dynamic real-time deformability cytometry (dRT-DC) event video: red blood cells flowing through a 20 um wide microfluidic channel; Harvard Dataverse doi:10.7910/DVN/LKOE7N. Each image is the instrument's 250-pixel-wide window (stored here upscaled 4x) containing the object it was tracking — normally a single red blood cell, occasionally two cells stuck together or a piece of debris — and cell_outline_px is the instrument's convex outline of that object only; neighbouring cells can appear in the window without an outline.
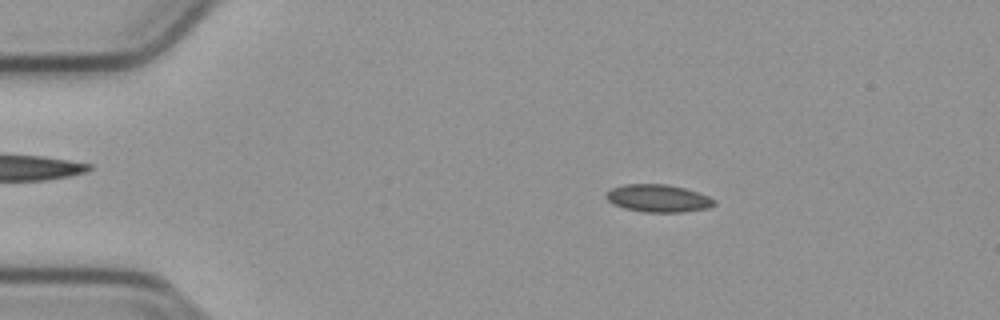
{"species": "common noctule bat (a hibernating species)", "species_latin": "Nyctalus noctula", "temperature_condition": "cold", "stored_images_in_passage": 53, "camera_frame_rate_fps": 3000, "um_per_image_px": 0.085, "animal": {"sex": "male", "body_mass_g": 23.1, "forearm_length_mm": 52.7}, "frame": {"image": 1, "passage_image": 9, "time_ms": 2.667, "image_size_px": [1000, 320], "cell_outline_px": [[716, 204], [708, 208], [680, 212], [644, 212], [624, 208], [612, 204], [604, 196], [612, 188], [624, 184], [668, 184], [684, 188], [708, 196], [716, 200]], "centroid_in_image_um": [55.93, 16.85], "position_along_channel_um": 29.1, "area_um2": 17.34}}
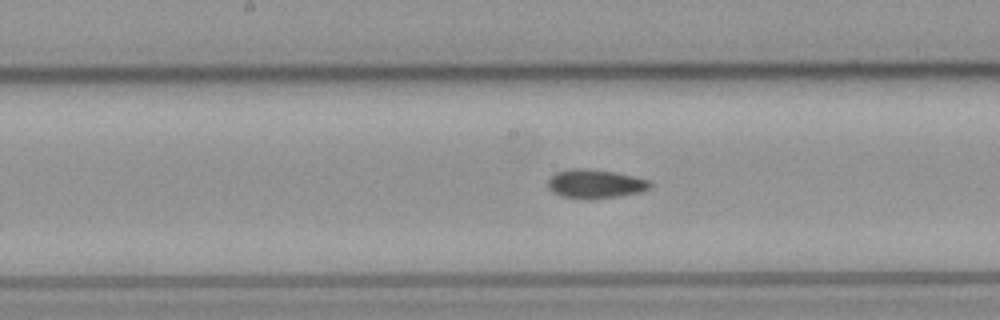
{"frame": {"image": 2, "passage_image": 27, "time_ms": 8.667, "image_size_px": [1000, 320], "cell_outline_px": [[652, 184], [648, 188], [640, 192], [620, 196], [560, 196], [552, 192], [548, 188], [548, 180], [556, 172], [568, 168], [584, 168], [616, 172], [648, 180]], "centroid_in_image_um": [50.57, 15.57], "position_along_channel_um": 197.6, "area_um2": 16.47}}
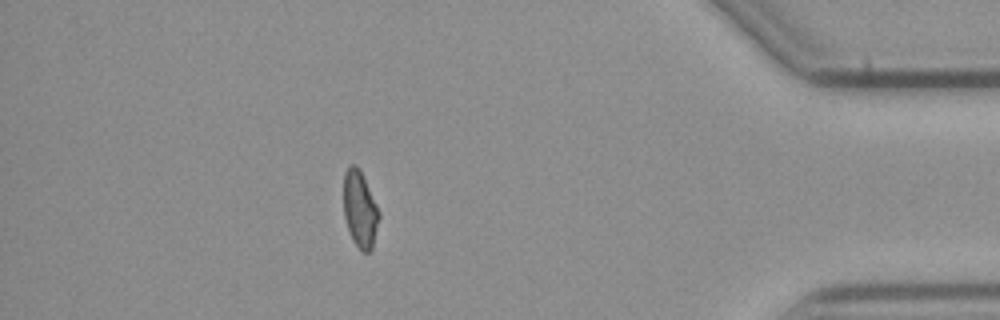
{"frame": {"image": 3, "passage_image": 47, "time_ms": 15.333, "image_size_px": [1000, 320], "cell_outline_px": [[380, 216], [372, 248], [368, 252], [360, 252], [352, 240], [344, 216], [344, 172], [352, 164], [356, 164], [360, 168], [380, 212]], "centroid_in_image_um": [30.6, 17.79], "position_along_channel_um": 404.6, "area_um2": 15.9}, "authors_computed_cell_mechanics": {"area_um2": 16.5886, "velocity_mm_per_s": 3.8031, "shape_relaxation_time_tau1_ms": null, "shape_relaxation_time_tau2_ms": 5.9765, "deformation_change_tau1": null, "deformation_change_tau2": 0.0748}}